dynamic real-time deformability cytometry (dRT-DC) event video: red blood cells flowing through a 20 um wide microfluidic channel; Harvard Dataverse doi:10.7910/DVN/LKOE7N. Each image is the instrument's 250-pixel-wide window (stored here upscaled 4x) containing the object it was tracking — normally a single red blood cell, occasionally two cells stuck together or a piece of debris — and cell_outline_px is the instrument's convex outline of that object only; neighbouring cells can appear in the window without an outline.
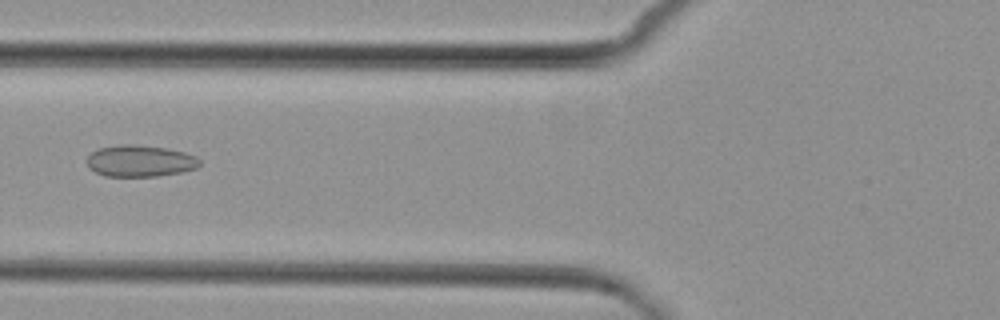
{"species": "common noctule bat (a hibernating species)", "species_latin": "Nyctalus noctula", "temperature_condition": "cold", "stored_images_in_passage": 5, "camera_frame_rate_fps": 3000, "um_per_image_px": 0.085, "animal": {"sex": "female", "body_mass_g": 29.2, "forearm_length_mm": 56.3}, "frame": {"image": 1, "passage_image": 5, "time_ms": 5.0, "image_size_px": [1000, 320], "cell_outline_px": [[200, 164], [196, 168], [180, 172], [156, 176], [104, 176], [88, 168], [84, 160], [92, 152], [100, 148], [120, 144], [136, 144], [168, 148], [184, 152], [196, 156], [200, 160]], "centroid_in_image_um": [11.87, 13.67], "position_along_channel_um": 113.9, "area_um2": 20.92}}